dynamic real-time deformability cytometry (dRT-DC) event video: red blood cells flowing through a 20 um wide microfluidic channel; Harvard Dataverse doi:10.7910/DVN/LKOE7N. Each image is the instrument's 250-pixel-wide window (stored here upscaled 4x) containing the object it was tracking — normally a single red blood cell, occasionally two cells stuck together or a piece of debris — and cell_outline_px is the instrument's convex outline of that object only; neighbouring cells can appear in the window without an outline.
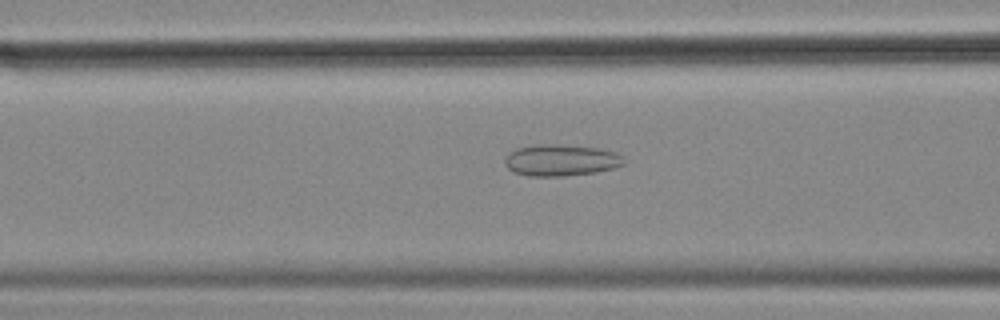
{"species": "common noctule bat (a hibernating species)", "species_latin": "Nyctalus noctula", "temperature_condition": "cold", "stored_images_in_passage": 56, "camera_frame_rate_fps": 3000, "um_per_image_px": 0.085, "animal": {"sex": "female", "body_mass_g": 18.4}, "frame": {"image": 1, "passage_image": 22, "time_ms": 7.0, "image_size_px": [1000, 320], "cell_outline_px": [[624, 164], [612, 168], [596, 172], [564, 176], [528, 176], [516, 172], [508, 168], [504, 164], [504, 160], [508, 152], [516, 148], [544, 144], [552, 144], [596, 148], [616, 152], [624, 160]], "centroid_in_image_um": [47.64, 13.62], "position_along_channel_um": 119.0, "area_um2": 21.62}}
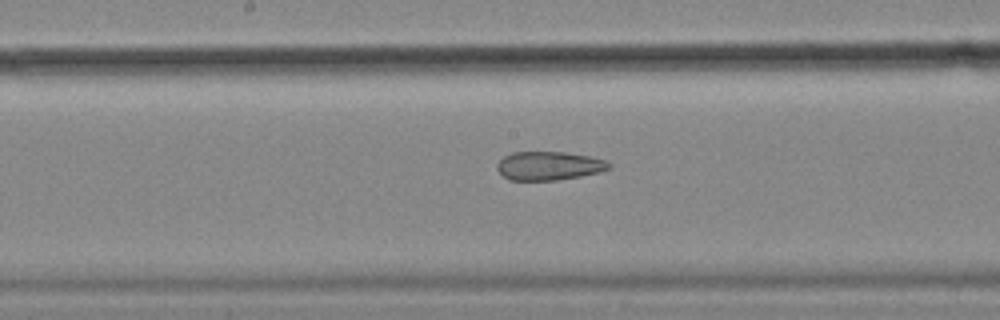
{"frame": {"image": 2, "passage_image": 29, "time_ms": 9.333, "image_size_px": [1000, 320], "cell_outline_px": [[612, 168], [600, 172], [580, 176], [556, 180], [508, 180], [496, 168], [496, 164], [504, 156], [512, 152], [564, 152], [588, 156], [604, 160], [612, 164]], "centroid_in_image_um": [46.66, 14.09], "position_along_channel_um": 201.5, "area_um2": 18.67}}
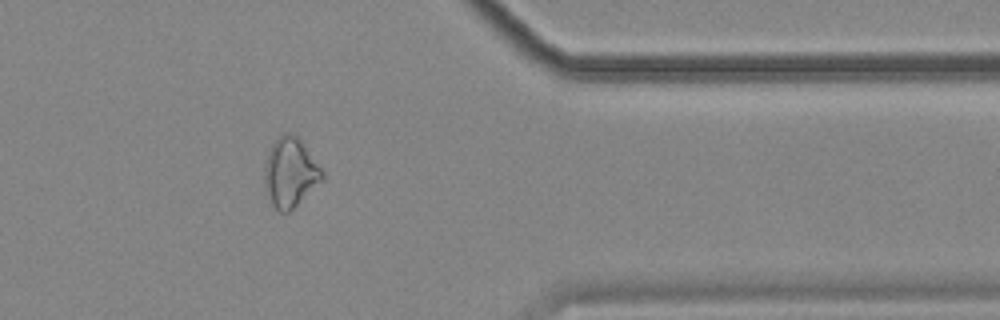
{"frame": {"image": 3, "passage_image": 46, "time_ms": 15.0, "image_size_px": [1000, 320], "cell_outline_px": [[324, 180], [288, 212], [280, 212], [272, 204], [264, 188], [264, 168], [268, 152], [272, 144], [284, 132], [292, 132], [300, 140], [324, 172]], "centroid_in_image_um": [24.66, 14.66], "position_along_channel_um": 386.7, "area_um2": 23.18}, "authors_computed_cell_mechanics": {"area_um2": 23.4668, "velocity_mm_per_s": 3.5507, "shape_relaxation_time_tau1_ms": null, "shape_relaxation_time_tau2_ms": 3.8286, "deformation_change_tau1": null, "deformation_change_tau2": 0.1272}}